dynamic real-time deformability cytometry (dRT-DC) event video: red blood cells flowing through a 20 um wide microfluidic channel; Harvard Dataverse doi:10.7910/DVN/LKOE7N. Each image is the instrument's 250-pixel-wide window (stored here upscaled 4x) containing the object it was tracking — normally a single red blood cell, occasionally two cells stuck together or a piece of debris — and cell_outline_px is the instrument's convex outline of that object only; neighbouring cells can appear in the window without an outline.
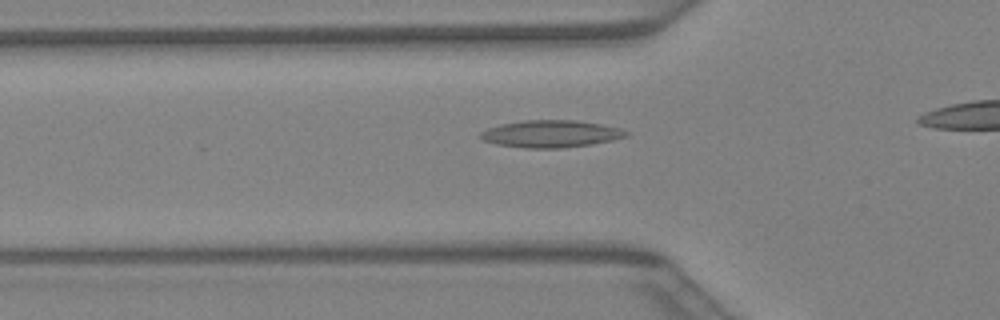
{"species": "Egyptian fruit bat (a non-hibernating species)", "species_latin": "Rousettus aegyptiacus", "temperature_condition": "warm", "stored_images_in_passage": 25, "camera_frame_rate_fps": 3000, "um_per_image_px": 0.085, "animal": {"sex": "female"}, "frame": {"image": 1, "passage_image": 5, "time_ms": 1.333, "image_size_px": [1000, 320], "cell_outline_px": [[632, 132], [628, 136], [612, 140], [592, 144], [564, 148], [524, 148], [496, 144], [484, 140], [480, 136], [480, 132], [488, 128], [500, 124], [524, 120], [576, 120], [600, 124], [620, 128]], "centroid_in_image_um": [46.86, 11.37], "position_along_channel_um": 78.9, "area_um2": 23.18}}
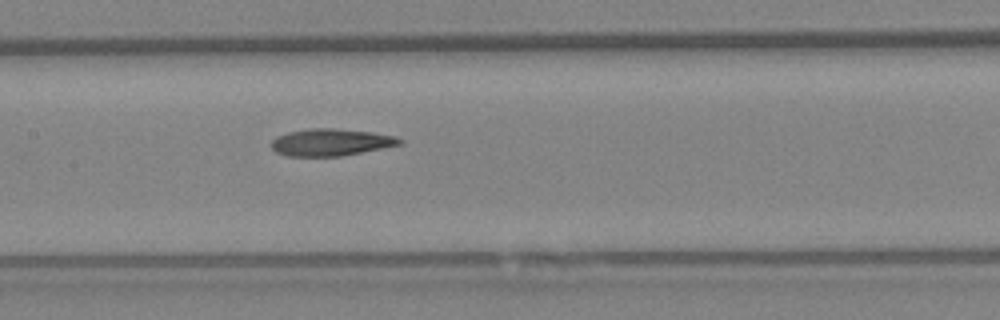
{"frame": {"image": 2, "passage_image": 11, "time_ms": 3.333, "image_size_px": [1000, 320], "cell_outline_px": [[404, 144], [340, 156], [288, 156], [276, 152], [272, 148], [272, 140], [276, 136], [288, 132], [308, 128], [332, 128], [372, 132], [396, 136], [404, 140]], "centroid_in_image_um": [28.15, 12.09], "position_along_channel_um": 179.3, "area_um2": 20.29}}
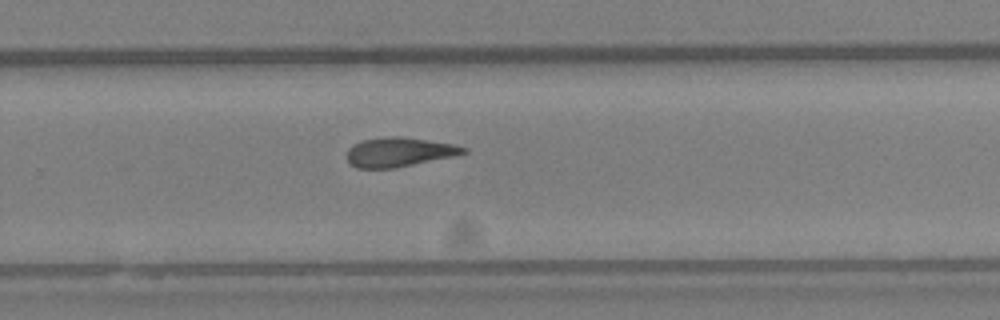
{"frame": {"image": 3, "passage_image": 18, "time_ms": 5.667, "image_size_px": [1000, 320], "cell_outline_px": [[468, 152], [452, 156], [396, 168], [356, 168], [348, 164], [344, 156], [348, 148], [352, 144], [360, 140], [388, 136], [400, 136], [456, 144], [468, 148]], "centroid_in_image_um": [33.85, 12.92], "position_along_channel_um": 295.9, "area_um2": 20.29}}